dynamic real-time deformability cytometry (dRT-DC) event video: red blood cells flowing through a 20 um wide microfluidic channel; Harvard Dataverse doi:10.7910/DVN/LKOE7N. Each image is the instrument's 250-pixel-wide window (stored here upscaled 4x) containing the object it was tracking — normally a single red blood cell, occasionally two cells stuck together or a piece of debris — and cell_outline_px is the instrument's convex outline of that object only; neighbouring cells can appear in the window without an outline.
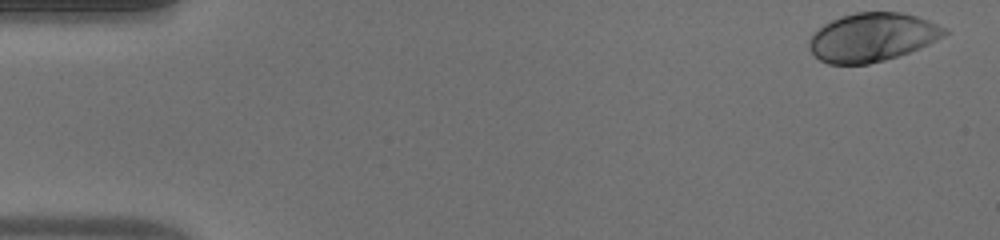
{"species": "human", "species_latin": "Homo sapiens", "temperature_condition": "warm", "stored_images_in_passage": 49, "camera_frame_rate_fps": 3000, "um_per_image_px": 0.085, "donor": {"sex": "male"}, "frame": {"image": 1, "passage_image": 1, "time_ms": 0.0, "image_size_px": [1000, 240], "cell_outline_px": [[948, 32], [944, 36], [920, 48], [884, 60], [868, 64], [828, 64], [820, 60], [808, 48], [808, 40], [824, 24], [840, 16], [856, 12], [900, 12], [916, 16], [928, 20], [948, 28]], "centroid_in_image_um": [74.14, 3.16], "position_along_channel_um": 10.9, "area_um2": 38.15}}
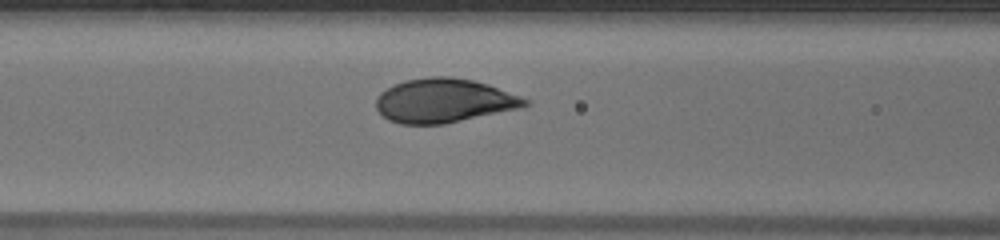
{"frame": {"image": 2, "passage_image": 20, "time_ms": 6.333, "image_size_px": [1000, 240], "cell_outline_px": [[532, 104], [520, 108], [444, 124], [400, 124], [388, 120], [376, 108], [376, 100], [380, 92], [404, 80], [432, 76], [452, 76], [472, 80], [488, 84], [528, 100]], "centroid_in_image_um": [37.72, 8.55], "position_along_channel_um": 128.9, "area_um2": 38.03}}
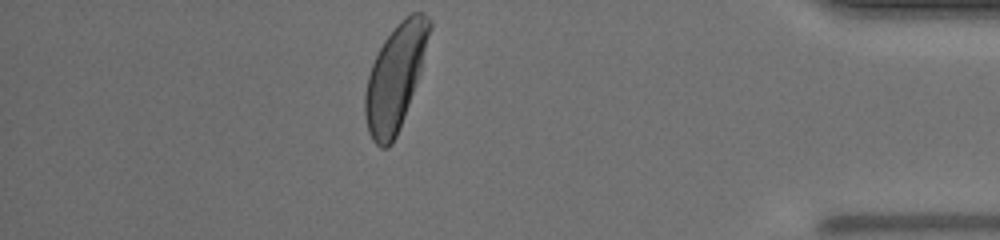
{"frame": {"image": 3, "passage_image": 43, "time_ms": 14.0, "image_size_px": [1000, 240], "cell_outline_px": [[432, 28], [420, 68], [400, 128], [392, 144], [388, 148], [380, 148], [372, 140], [368, 132], [364, 116], [364, 92], [368, 76], [372, 64], [384, 40], [396, 24], [404, 16], [412, 12], [424, 12], [432, 20]], "centroid_in_image_um": [33.58, 6.55], "position_along_channel_um": 401.6, "area_um2": 39.13}, "authors_computed_cell_mechanics": {"area_um2": 38.2636, "velocity_mm_per_s": 4.0738, "shape_relaxation_time_tau1_ms": 2.5025, "shape_relaxation_time_tau2_ms": null, "deformation_change_tau1": 0.1706, "deformation_change_tau2": null}}